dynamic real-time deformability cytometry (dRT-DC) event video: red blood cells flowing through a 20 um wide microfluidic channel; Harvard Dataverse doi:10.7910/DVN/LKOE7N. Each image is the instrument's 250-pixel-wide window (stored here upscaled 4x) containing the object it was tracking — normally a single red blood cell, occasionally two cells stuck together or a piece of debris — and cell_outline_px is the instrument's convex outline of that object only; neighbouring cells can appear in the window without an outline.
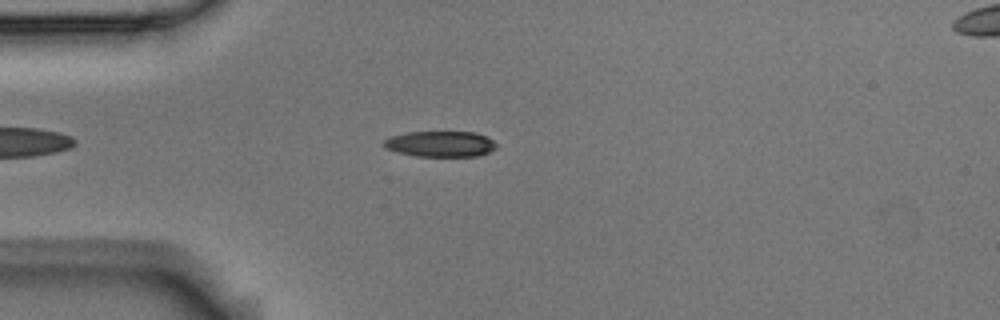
{"species": "Egyptian fruit bat (a non-hibernating species)", "species_latin": "Rousettus aegyptiacus", "temperature_condition": "room temperature", "stored_images_in_passage": 3, "camera_frame_rate_fps": 3000, "um_per_image_px": 0.085, "animal": {"sex": "male"}, "frame": {"image": 1, "passage_image": 2, "time_ms": 0.333, "image_size_px": [1000, 320], "cell_outline_px": [[496, 148], [488, 152], [476, 156], [416, 156], [384, 148], [380, 144], [384, 140], [392, 136], [408, 132], [476, 132], [488, 136], [496, 144]], "centroid_in_image_um": [37.43, 12.23], "position_along_channel_um": 47.6, "area_um2": 16.88}}